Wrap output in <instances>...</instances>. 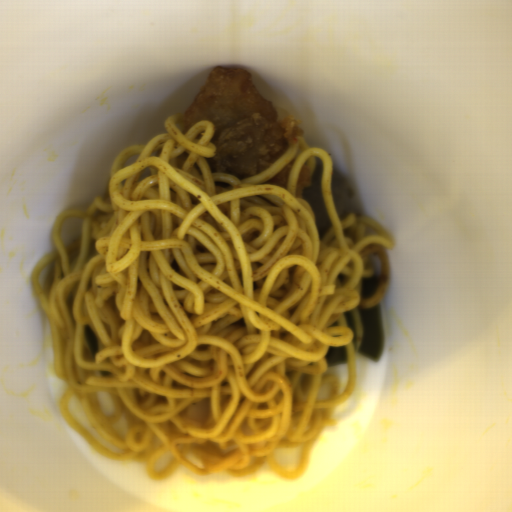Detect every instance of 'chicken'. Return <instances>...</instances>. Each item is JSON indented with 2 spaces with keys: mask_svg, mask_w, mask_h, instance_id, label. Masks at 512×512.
I'll return each mask as SVG.
<instances>
[{
  "mask_svg": "<svg viewBox=\"0 0 512 512\" xmlns=\"http://www.w3.org/2000/svg\"><path fill=\"white\" fill-rule=\"evenodd\" d=\"M199 120L211 122L216 153L205 158L211 173L245 180L265 170L302 133L296 118L278 120L274 103L255 88L241 67H216L184 113V132Z\"/></svg>",
  "mask_w": 512,
  "mask_h": 512,
  "instance_id": "obj_1",
  "label": "chicken"
},
{
  "mask_svg": "<svg viewBox=\"0 0 512 512\" xmlns=\"http://www.w3.org/2000/svg\"><path fill=\"white\" fill-rule=\"evenodd\" d=\"M294 161H295V159L293 157L279 172H277L275 175L270 177L262 185L275 184L287 191L289 176H290Z\"/></svg>",
  "mask_w": 512,
  "mask_h": 512,
  "instance_id": "obj_2",
  "label": "chicken"
},
{
  "mask_svg": "<svg viewBox=\"0 0 512 512\" xmlns=\"http://www.w3.org/2000/svg\"><path fill=\"white\" fill-rule=\"evenodd\" d=\"M312 176L313 172H311L310 168L306 164L301 167L295 183L296 197L301 199L305 188H308L311 185Z\"/></svg>",
  "mask_w": 512,
  "mask_h": 512,
  "instance_id": "obj_3",
  "label": "chicken"
}]
</instances>
